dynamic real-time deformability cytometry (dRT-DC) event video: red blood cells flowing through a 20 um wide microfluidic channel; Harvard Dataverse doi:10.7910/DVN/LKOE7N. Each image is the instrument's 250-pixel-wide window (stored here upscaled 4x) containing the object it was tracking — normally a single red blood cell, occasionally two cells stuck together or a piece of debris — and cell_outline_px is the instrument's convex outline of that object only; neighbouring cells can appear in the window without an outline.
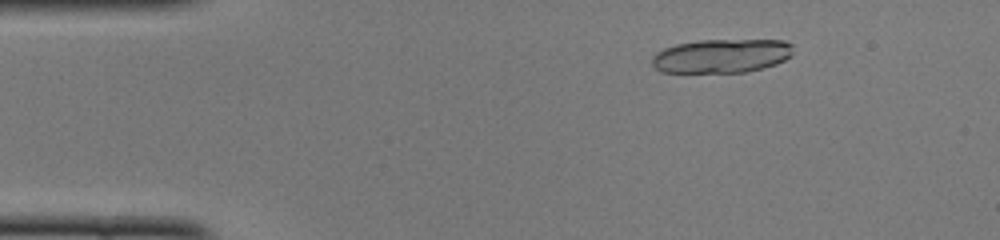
{"species": "common noctule bat (a hibernating species)", "species_latin": "Nyctalus noctula", "temperature_condition": "cold", "stored_images_in_passage": 16, "camera_frame_rate_fps": 3000, "um_per_image_px": 0.085, "animal": {"sex": "female", "body_mass_g": 22.0, "forearm_length_mm": 56.7}, "frame": {"image": 1, "passage_image": 7, "time_ms": 2.0, "image_size_px": [1000, 240], "cell_outline_px": [[792, 56], [776, 64], [744, 72], [664, 72], [656, 68], [652, 64], [652, 56], [656, 52], [664, 48], [676, 44], [700, 40], [784, 40], [792, 44]], "centroid_in_image_um": [61.33, 4.74], "position_along_channel_um": 23.7, "area_um2": 27.8}}